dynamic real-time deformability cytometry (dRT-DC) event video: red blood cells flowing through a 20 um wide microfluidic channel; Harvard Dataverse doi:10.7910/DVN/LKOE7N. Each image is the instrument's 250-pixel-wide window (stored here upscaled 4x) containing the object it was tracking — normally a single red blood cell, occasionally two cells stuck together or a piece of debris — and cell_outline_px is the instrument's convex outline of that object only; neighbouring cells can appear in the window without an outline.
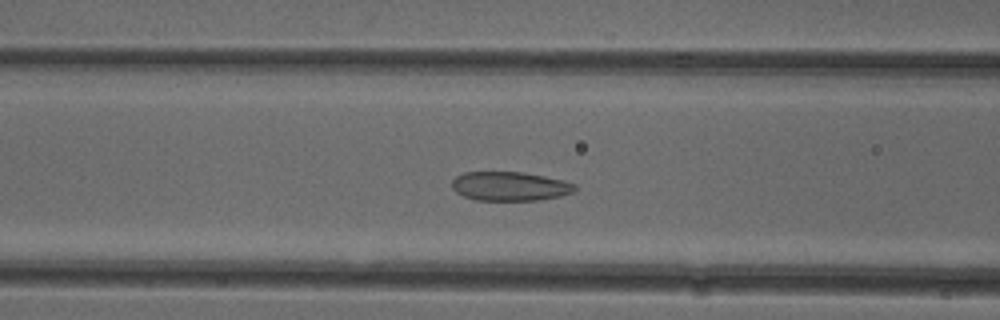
{"species": "common noctule bat (a hibernating species)", "species_latin": "Nyctalus noctula", "temperature_condition": "cold", "stored_images_in_passage": 38, "camera_frame_rate_fps": 3000, "um_per_image_px": 0.085, "animal": {"sex": "female"}, "frame": {"image": 1, "passage_image": 7, "time_ms": 2.0, "image_size_px": [1000, 320], "cell_outline_px": [[576, 188], [572, 192], [560, 196], [536, 200], [476, 200], [464, 196], [456, 192], [452, 188], [452, 180], [456, 176], [464, 172], [524, 172], [564, 180], [576, 184]], "centroid_in_image_um": [43.33, 15.82], "position_along_channel_um": 123.3, "area_um2": 20.81}}
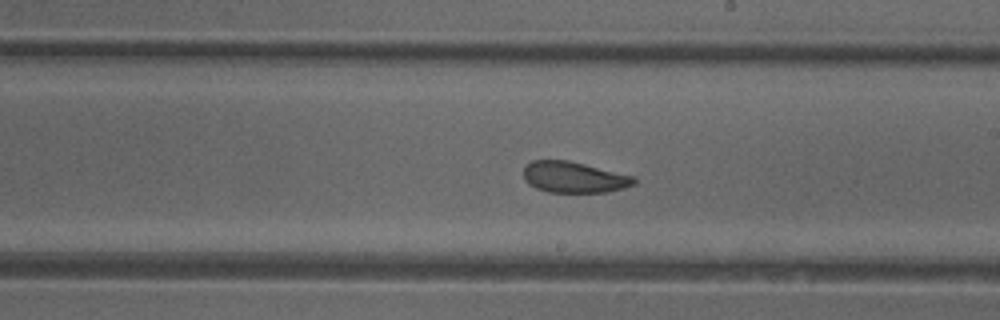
{"frame": {"image": 2, "passage_image": 16, "time_ms": 5.0, "image_size_px": [1000, 320], "cell_outline_px": [[636, 184], [624, 188], [608, 192], [548, 192], [536, 188], [528, 184], [524, 180], [524, 168], [532, 160], [568, 160], [632, 176], [636, 180]], "centroid_in_image_um": [48.76, 15.07], "position_along_channel_um": 240.2, "area_um2": 19.88}}
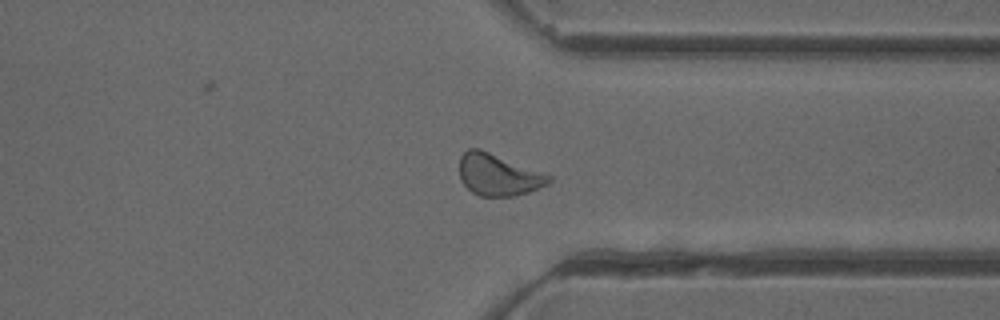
{"frame": {"image": 3, "passage_image": 26, "time_ms": 8.333, "image_size_px": [1000, 320], "cell_outline_px": [[552, 180], [548, 184], [528, 192], [516, 196], [480, 196], [472, 192], [460, 180], [460, 156], [468, 148], [480, 148], [552, 176]], "centroid_in_image_um": [42.34, 14.85], "position_along_channel_um": 369.1, "area_um2": 21.68}, "authors_computed_cell_mechanics": {"area_um2": 21.386, "velocity_mm_per_s": 3.9016, "shape_relaxation_time_tau1_ms": 4.2235, "shape_relaxation_time_tau2_ms": 1.7753, "deformation_change_tau1": 0.0927, "deformation_change_tau2": 0.0652}}